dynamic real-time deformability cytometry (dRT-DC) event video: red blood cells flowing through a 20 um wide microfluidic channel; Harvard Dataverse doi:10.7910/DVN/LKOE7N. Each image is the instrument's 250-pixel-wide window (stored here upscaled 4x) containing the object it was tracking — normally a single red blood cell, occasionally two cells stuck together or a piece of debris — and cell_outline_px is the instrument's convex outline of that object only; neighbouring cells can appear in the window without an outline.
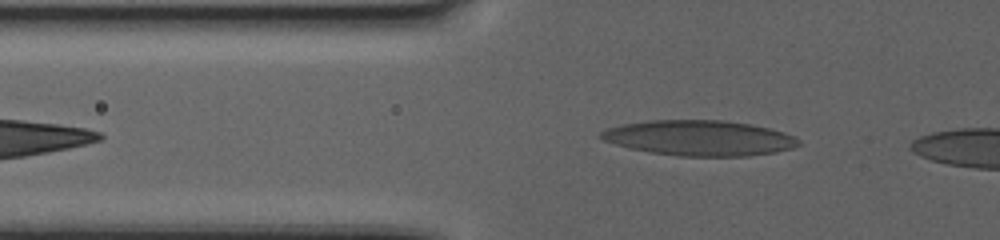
{"species": "human", "species_latin": "Homo sapiens", "temperature_condition": "warm", "stored_images_in_passage": 11, "camera_frame_rate_fps": 3000, "um_per_image_px": 0.085, "donor": {"sex": "female"}, "frame": {"image": 1, "passage_image": 5, "time_ms": 1.333, "image_size_px": [1000, 240], "cell_outline_px": [[800, 144], [792, 148], [776, 152], [748, 156], [680, 156], [652, 152], [628, 148], [604, 140], [600, 136], [600, 132], [608, 128], [624, 124], [648, 120], [724, 120], [748, 124], [768, 128], [784, 132], [796, 136], [800, 140]], "centroid_in_image_um": [59.48, 11.73], "position_along_channel_um": 66.3, "area_um2": 40.58}}